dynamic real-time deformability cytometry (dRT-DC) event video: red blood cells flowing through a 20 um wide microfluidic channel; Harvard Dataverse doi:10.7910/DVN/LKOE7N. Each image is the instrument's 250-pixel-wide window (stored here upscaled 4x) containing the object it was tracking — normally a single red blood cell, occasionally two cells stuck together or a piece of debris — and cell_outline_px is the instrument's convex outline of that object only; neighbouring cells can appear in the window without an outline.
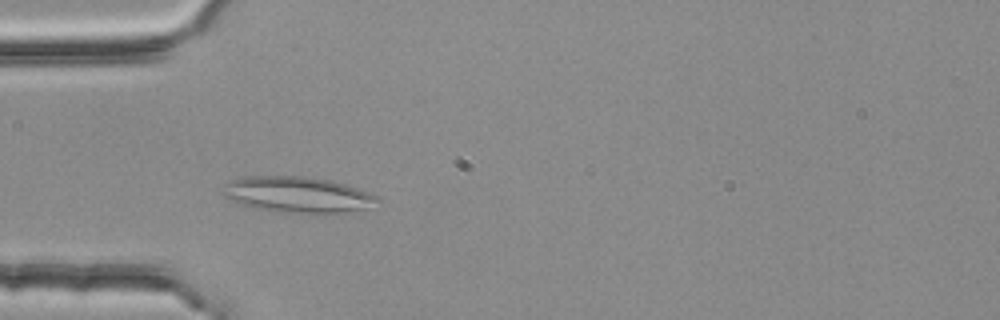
{"species": "common noctule bat (a hibernating species)", "species_latin": "Nyctalus noctula", "temperature_condition": "room temperature", "stored_images_in_passage": 48, "segment_of_instrument_passage": [1, 2], "camera_frame_rate_fps": 3000, "um_per_image_px": 0.085, "animal": {"sex": "female", "body_mass_g": 25.1}, "frame": {"image": 1, "passage_image": 13, "time_ms": 4.0, "image_size_px": [1000, 320], "cell_outline_px": [[384, 200], [380, 204], [368, 208], [320, 216], [268, 212], [252, 208], [240, 204], [224, 196], [224, 184], [228, 180], [240, 176], [300, 176], [332, 180], [380, 196]], "centroid_in_image_um": [25.34, 16.59], "position_along_channel_um": 59.7, "area_um2": 33.81}}